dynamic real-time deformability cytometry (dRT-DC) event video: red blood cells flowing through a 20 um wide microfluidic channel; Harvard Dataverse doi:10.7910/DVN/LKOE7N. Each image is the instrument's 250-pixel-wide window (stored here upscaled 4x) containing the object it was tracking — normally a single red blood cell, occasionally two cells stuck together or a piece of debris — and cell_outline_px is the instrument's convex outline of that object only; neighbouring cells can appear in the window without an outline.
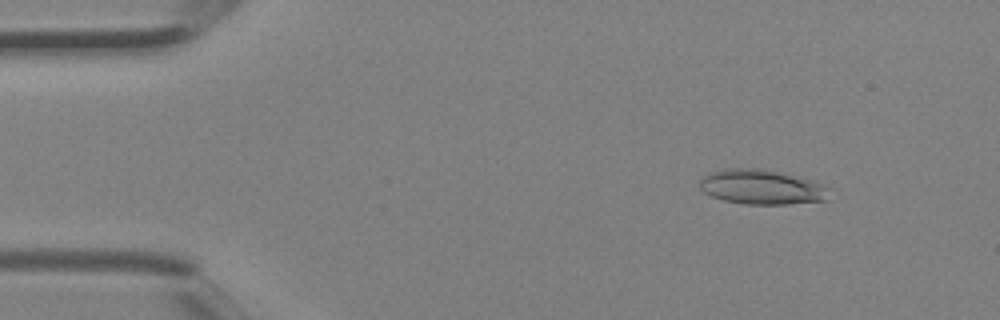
{"species": "Egyptian fruit bat (a non-hibernating species)", "species_latin": "Rousettus aegyptiacus", "temperature_condition": "room temperature", "stored_images_in_passage": 4, "camera_frame_rate_fps": 3000, "um_per_image_px": 0.085, "animal": {"sex": "female"}, "frame": {"image": 1, "passage_image": 1, "time_ms": 0.0, "image_size_px": [1000, 320], "cell_outline_px": [[832, 188], [828, 200], [788, 204], [744, 204], [724, 200], [712, 196], [704, 192], [700, 188], [700, 180], [708, 172], [728, 168], [764, 168], [812, 180], [824, 184]], "centroid_in_image_um": [64.8, 15.89], "position_along_channel_um": 20.2, "area_um2": 26.59}}
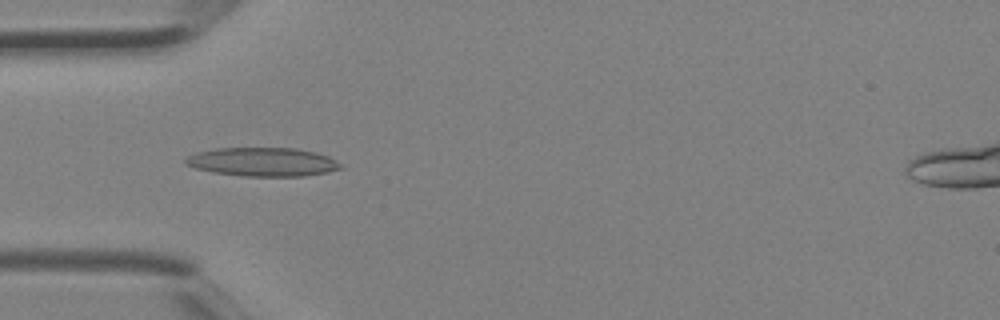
{"frame": {"image": 2, "passage_image": 3, "time_ms": 0.667, "image_size_px": [1000, 320], "cell_outline_px": [[344, 168], [328, 172], [304, 176], [244, 176], [212, 172], [196, 168], [184, 164], [184, 160], [188, 156], [196, 152], [216, 148], [296, 148], [316, 152], [328, 156], [336, 160]], "centroid_in_image_um": [22.33, 13.76], "position_along_channel_um": 62.7, "area_um2": 26.07}}
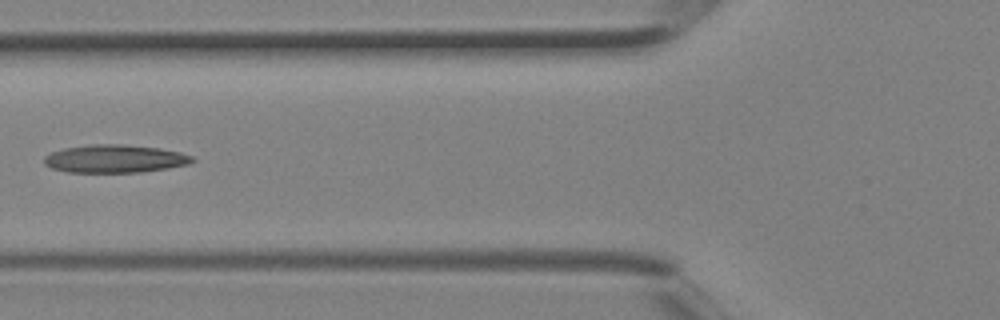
{"frame": {"image": 3, "passage_image": 4, "time_ms": 1.0, "image_size_px": [1000, 320], "cell_outline_px": [[196, 160], [188, 164], [168, 168], [140, 172], [68, 172], [52, 168], [44, 164], [44, 156], [52, 152], [64, 148], [92, 144], [120, 144], [160, 148], [180, 152], [192, 156]], "centroid_in_image_um": [9.77, 13.49], "position_along_channel_um": 116.0, "area_um2": 24.1}}